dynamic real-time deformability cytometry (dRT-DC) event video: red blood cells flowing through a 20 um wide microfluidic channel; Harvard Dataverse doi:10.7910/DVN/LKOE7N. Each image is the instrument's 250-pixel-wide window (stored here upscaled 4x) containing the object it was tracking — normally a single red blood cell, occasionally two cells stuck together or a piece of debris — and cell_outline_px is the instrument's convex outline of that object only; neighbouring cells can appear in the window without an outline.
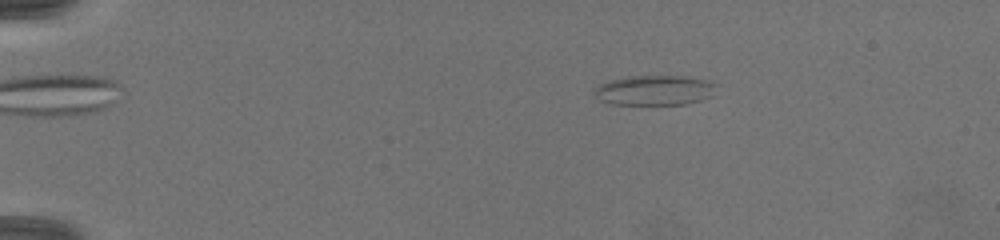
{"species": "common noctule bat (a hibernating species)", "species_latin": "Nyctalus noctula", "temperature_condition": "warm", "stored_images_in_passage": 44, "camera_frame_rate_fps": 3000, "um_per_image_px": 0.085, "animal": {"sex": "female", "body_mass_g": 19.5, "forearm_length_mm": 54.1}, "frame": {"image": 1, "passage_image": 6, "time_ms": 0.667, "image_size_px": [1000, 240], "cell_outline_px": [[716, 84], [708, 96], [700, 100], [684, 104], [612, 104], [600, 100], [592, 92], [600, 84], [608, 80], [628, 76], [688, 76], [704, 80]], "centroid_in_image_um": [55.55, 7.66], "position_along_channel_um": 29.4, "area_um2": 20.98}}
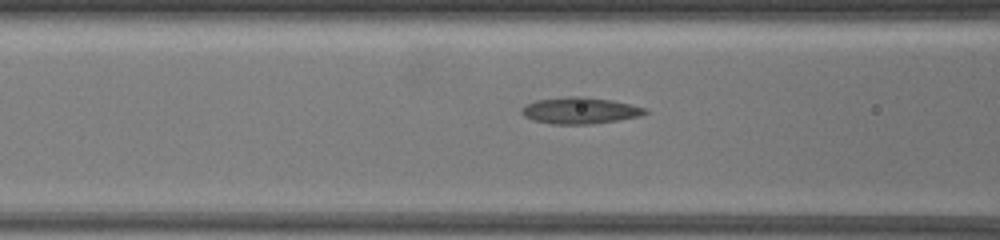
{"frame": {"image": 2, "passage_image": 32, "time_ms": 5.0, "image_size_px": [1000, 240], "cell_outline_px": [[648, 112], [640, 116], [592, 124], [552, 124], [532, 120], [524, 116], [520, 112], [520, 108], [536, 100], [564, 96], [584, 96], [612, 100], [644, 108]], "centroid_in_image_um": [49.24, 9.39], "position_along_channel_um": 117.4, "area_um2": 19.02}}
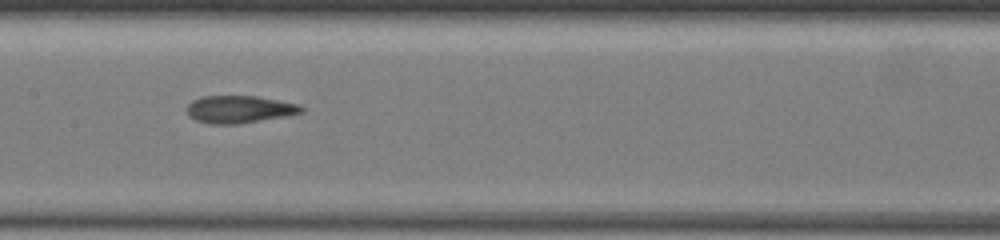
{"frame": {"image": 3, "passage_image": 43, "time_ms": 6.667, "image_size_px": [1000, 240], "cell_outline_px": [[304, 112], [288, 116], [236, 124], [208, 124], [196, 120], [188, 116], [188, 104], [192, 100], [204, 96], [256, 96], [296, 104], [304, 108]], "centroid_in_image_um": [20.33, 9.3], "position_along_channel_um": 187.1, "area_um2": 18.21}}